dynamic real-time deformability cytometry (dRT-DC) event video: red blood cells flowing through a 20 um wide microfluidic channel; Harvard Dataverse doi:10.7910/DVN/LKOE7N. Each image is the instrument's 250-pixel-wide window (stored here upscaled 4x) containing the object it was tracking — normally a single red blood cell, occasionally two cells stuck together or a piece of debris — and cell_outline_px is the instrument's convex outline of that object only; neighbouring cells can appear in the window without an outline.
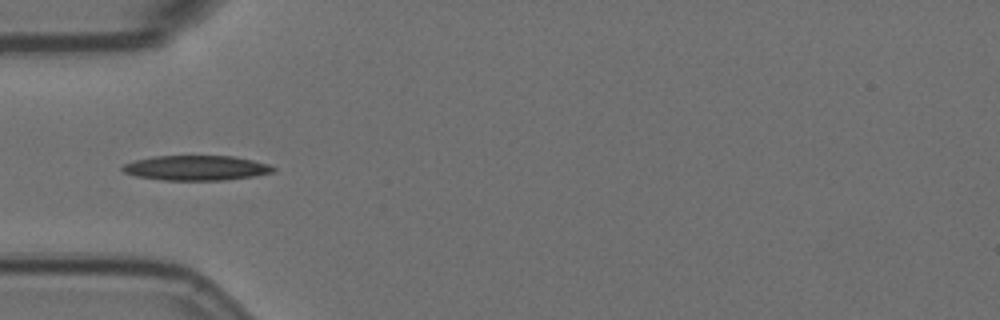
{"species": "Egyptian fruit bat (a non-hibernating species)", "species_latin": "Rousettus aegyptiacus", "temperature_condition": "room temperature", "stored_images_in_passage": 41, "camera_frame_rate_fps": 3000, "um_per_image_px": 0.085, "animal": {"sex": "female"}, "frame": {"image": 1, "passage_image": 3, "time_ms": 0.667, "image_size_px": [1000, 320], "cell_outline_px": [[276, 172], [252, 176], [224, 180], [164, 180], [136, 176], [124, 172], [120, 168], [124, 164], [136, 160], [156, 156], [232, 156], [252, 160], [268, 164], [276, 168]], "centroid_in_image_um": [16.69, 14.27], "position_along_channel_um": 68.3, "area_um2": 21.73}}
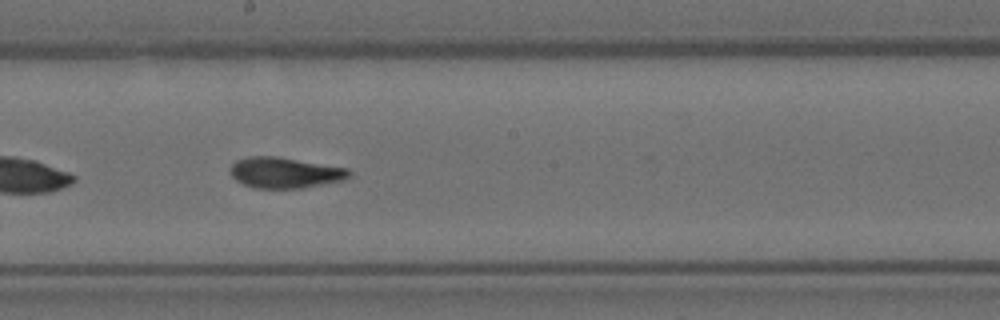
{"frame": {"image": 2, "passage_image": 16, "time_ms": 5.0, "image_size_px": [1000, 320], "cell_outline_px": [[352, 176], [344, 180], [300, 188], [252, 188], [236, 180], [232, 176], [232, 164], [236, 160], [248, 156], [276, 156], [348, 168], [352, 172]], "centroid_in_image_um": [24.24, 14.67], "position_along_channel_um": 224.0, "area_um2": 21.27}}
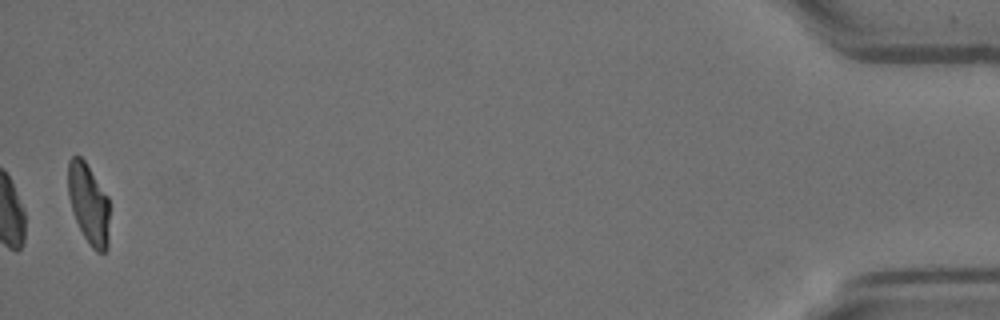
{"frame": {"image": 3, "passage_image": 41, "time_ms": 13.333, "image_size_px": [1000, 320], "cell_outline_px": [[108, 248], [104, 252], [96, 252], [92, 248], [84, 236], [72, 212], [68, 196], [68, 160], [72, 156], [80, 156], [84, 160], [108, 196]], "centroid_in_image_um": [7.52, 17.31], "position_along_channel_um": 427.7, "area_um2": 19.31}, "authors_computed_cell_mechanics": {"area_um2": 21.097, "velocity_mm_per_s": 3.5754, "shape_relaxation_time_tau1_ms": 4.0257, "shape_relaxation_time_tau2_ms": 1.6625, "deformation_change_tau1": 0.1763, "deformation_change_tau2": 0.0877}}